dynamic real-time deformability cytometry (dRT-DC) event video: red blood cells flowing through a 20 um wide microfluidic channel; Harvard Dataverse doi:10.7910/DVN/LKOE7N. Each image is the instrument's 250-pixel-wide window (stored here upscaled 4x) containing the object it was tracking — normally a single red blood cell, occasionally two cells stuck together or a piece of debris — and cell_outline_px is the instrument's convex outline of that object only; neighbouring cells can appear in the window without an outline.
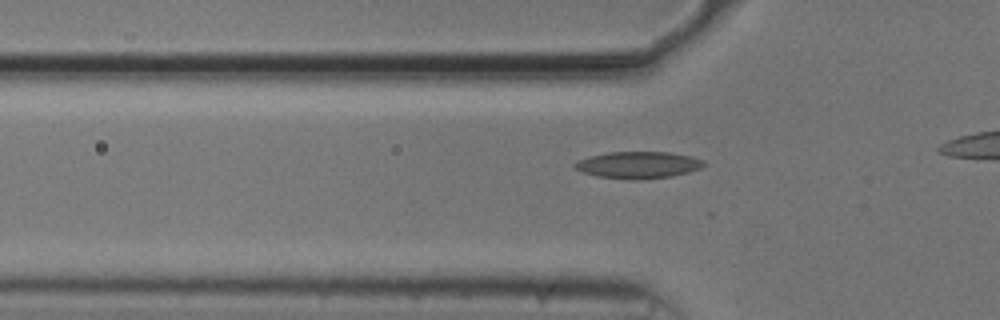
{"species": "common noctule bat (a hibernating species)", "species_latin": "Nyctalus noctula", "temperature_condition": "cold", "stored_images_in_passage": 22, "camera_frame_rate_fps": 3000, "um_per_image_px": 0.085, "animal": {"sex": "male", "body_mass_g": 20.5, "forearm_length_mm": 52.5}, "frame": {"image": 1, "passage_image": 9, "time_ms": 2.667, "image_size_px": [1000, 320], "cell_outline_px": [[708, 164], [700, 168], [688, 172], [672, 176], [596, 176], [580, 172], [572, 168], [572, 164], [576, 160], [588, 156], [608, 152], [668, 152], [692, 156], [704, 160]], "centroid_in_image_um": [54.21, 13.95], "position_along_channel_um": 71.6, "area_um2": 19.42}}
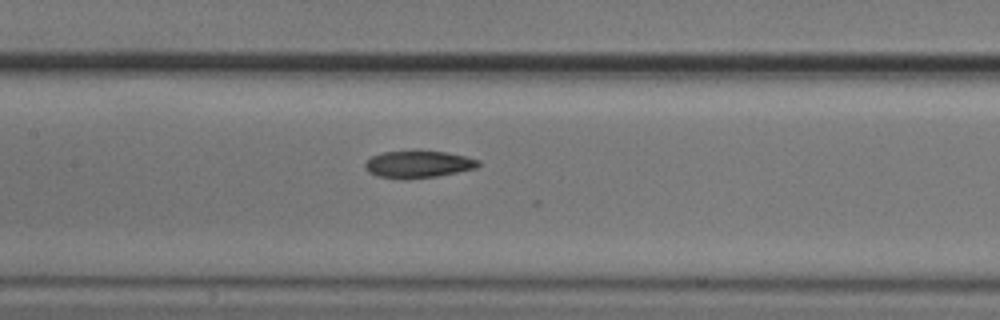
{"frame": {"image": 2, "passage_image": 17, "time_ms": 5.333, "image_size_px": [1000, 320], "cell_outline_px": [[480, 164], [476, 168], [436, 176], [404, 180], [400, 180], [376, 176], [368, 172], [364, 168], [364, 164], [372, 156], [384, 152], [412, 148], [420, 148], [448, 152], [480, 160]], "centroid_in_image_um": [35.51, 13.93], "position_along_channel_um": 171.9, "area_um2": 18.79}}
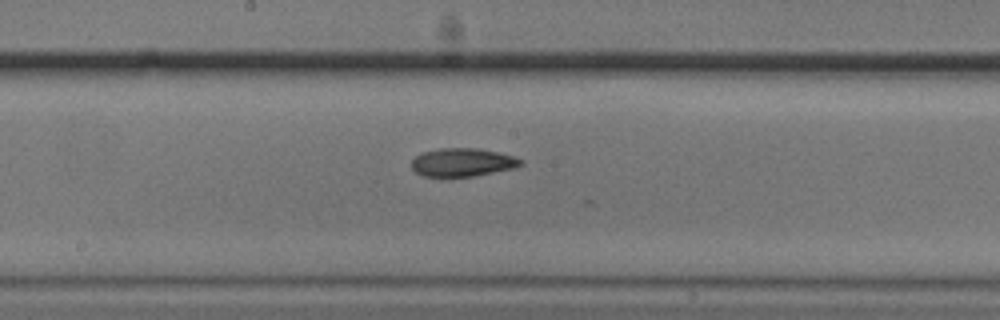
{"frame": {"image": 3, "passage_image": 20, "time_ms": 6.333, "image_size_px": [1000, 320], "cell_outline_px": [[524, 164], [512, 168], [472, 176], [420, 176], [412, 168], [412, 160], [416, 156], [424, 152], [440, 148], [480, 148], [512, 156], [524, 160]], "centroid_in_image_um": [39.3, 13.79], "position_along_channel_um": 208.9, "area_um2": 17.74}}